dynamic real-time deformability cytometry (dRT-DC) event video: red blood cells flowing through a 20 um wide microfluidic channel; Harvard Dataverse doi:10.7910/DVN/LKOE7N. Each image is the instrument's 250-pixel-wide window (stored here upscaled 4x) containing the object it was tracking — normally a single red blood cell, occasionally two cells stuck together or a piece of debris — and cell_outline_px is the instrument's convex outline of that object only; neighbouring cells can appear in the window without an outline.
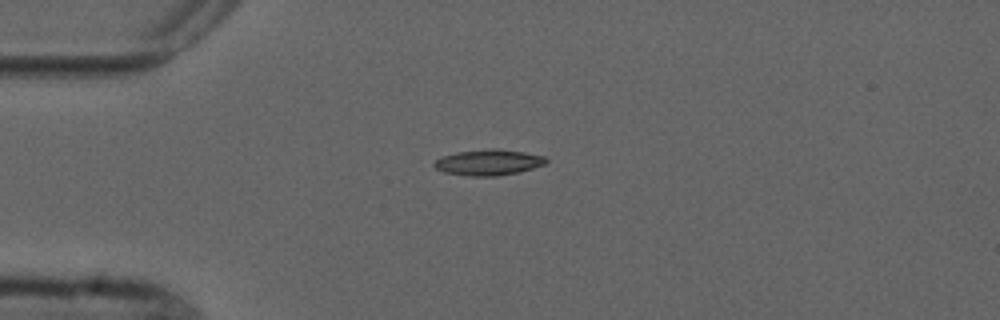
{"species": "common noctule bat (a hibernating species)", "species_latin": "Nyctalus noctula", "temperature_condition": "cold", "stored_images_in_passage": 5, "camera_frame_rate_fps": 3000, "um_per_image_px": 0.085, "animal": {"sex": "male", "forearm_length_mm": 52.5}, "frame": {"image": 1, "passage_image": 5, "time_ms": 5.0, "image_size_px": [1000, 320], "cell_outline_px": [[548, 160], [544, 164], [520, 172], [496, 176], [468, 176], [444, 172], [436, 168], [432, 164], [436, 160], [444, 156], [456, 152], [492, 148], [524, 152], [544, 156]], "centroid_in_image_um": [41.52, 13.8], "position_along_channel_um": 43.5, "area_um2": 16.7}}